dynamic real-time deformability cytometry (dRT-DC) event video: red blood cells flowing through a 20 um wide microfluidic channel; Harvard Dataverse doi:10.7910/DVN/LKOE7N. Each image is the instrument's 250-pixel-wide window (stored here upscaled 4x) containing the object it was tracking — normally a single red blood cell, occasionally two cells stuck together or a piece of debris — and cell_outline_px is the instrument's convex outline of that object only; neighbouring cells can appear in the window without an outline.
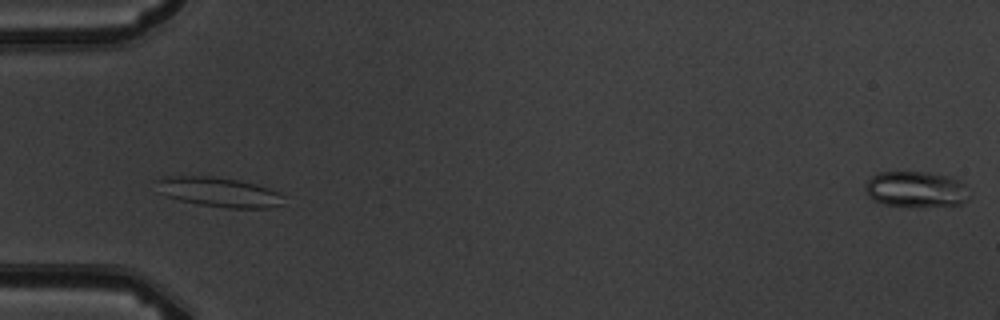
{"species": "common noctule bat (a hibernating species)", "species_latin": "Nyctalus noctula", "temperature_condition": "warm", "stored_images_in_passage": 5, "camera_frame_rate_fps": 3000, "um_per_image_px": 0.085, "animal": {"sex": "male", "body_mass_g": 19.5, "forearm_length_mm": 54.6}, "frame": {"image": 1, "passage_image": 3, "time_ms": 2.333, "image_size_px": [1000, 320], "cell_outline_px": [[284, 204], [268, 208], [228, 208], [200, 204], [180, 200], [168, 196], [160, 192], [152, 180], [168, 176], [208, 176], [240, 180], [256, 184], [268, 188], [284, 196]], "centroid_in_image_um": [18.59, 16.32], "position_along_channel_um": 66.4, "area_um2": 21.96}}
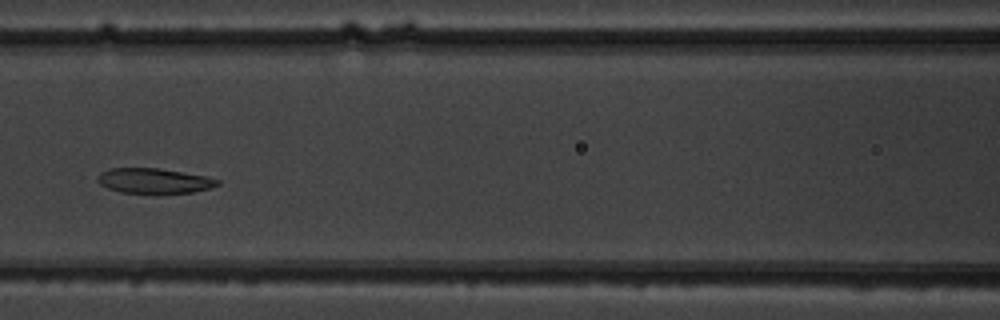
{"frame": {"image": 2, "passage_image": 5, "time_ms": 4.667, "image_size_px": [1000, 320], "cell_outline_px": [[220, 184], [208, 188], [192, 192], [120, 192], [108, 188], [100, 184], [96, 176], [100, 172], [108, 168], [156, 168], [204, 176], [220, 180]], "centroid_in_image_um": [13.03, 15.35], "position_along_channel_um": 153.6, "area_um2": 17.05}}